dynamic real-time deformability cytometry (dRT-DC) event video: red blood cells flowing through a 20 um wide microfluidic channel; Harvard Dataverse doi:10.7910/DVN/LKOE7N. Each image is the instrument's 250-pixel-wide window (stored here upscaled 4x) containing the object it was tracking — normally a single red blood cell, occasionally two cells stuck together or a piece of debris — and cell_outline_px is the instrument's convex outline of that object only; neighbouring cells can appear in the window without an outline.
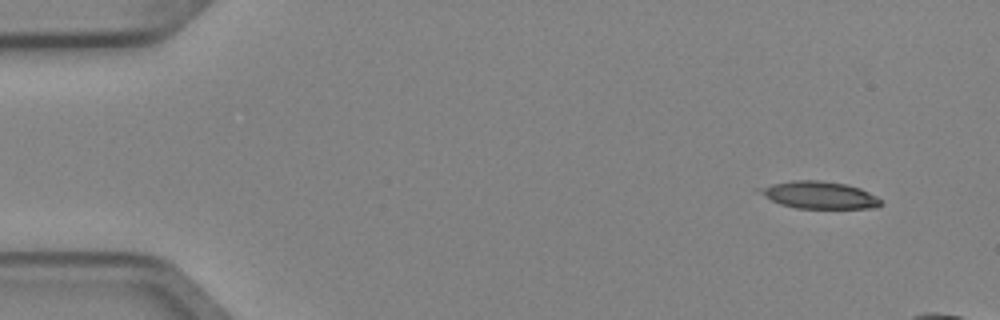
{"species": "Egyptian fruit bat (a non-hibernating species)", "species_latin": "Rousettus aegyptiacus", "temperature_condition": "cold", "stored_images_in_passage": 4, "camera_frame_rate_fps": 3000, "um_per_image_px": 0.085, "animal": {"sex": "female"}, "frame": {"image": 1, "passage_image": 1, "time_ms": 0.0, "image_size_px": [1000, 320], "cell_outline_px": [[884, 204], [876, 208], [796, 208], [780, 204], [756, 192], [752, 188], [792, 180], [820, 180], [844, 184], [860, 188], [876, 196]], "centroid_in_image_um": [69.58, 16.57], "position_along_channel_um": 15.4, "area_um2": 19.36}}